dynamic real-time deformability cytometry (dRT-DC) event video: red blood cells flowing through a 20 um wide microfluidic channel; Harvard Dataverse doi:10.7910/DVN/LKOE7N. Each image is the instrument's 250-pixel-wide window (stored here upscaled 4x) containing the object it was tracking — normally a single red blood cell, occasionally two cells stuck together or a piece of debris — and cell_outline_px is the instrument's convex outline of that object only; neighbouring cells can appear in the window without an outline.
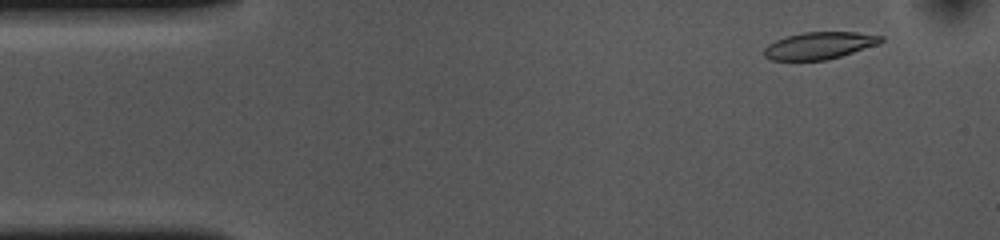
{"species": "common noctule bat (a hibernating species)", "species_latin": "Nyctalus noctula", "temperature_condition": "cold", "stored_images_in_passage": 53, "camera_frame_rate_fps": 3000, "um_per_image_px": 0.085, "animal": {"sex": "female", "body_mass_g": 10.0, "forearm_length_mm": 53.1}, "frame": {"image": 1, "passage_image": 4, "time_ms": 1.0, "image_size_px": [1000, 240], "cell_outline_px": [[884, 40], [880, 44], [828, 60], [772, 60], [764, 56], [764, 48], [768, 44], [784, 36], [804, 32], [856, 32], [884, 36]], "centroid_in_image_um": [69.67, 3.87], "position_along_channel_um": 15.3, "area_um2": 18.61}}
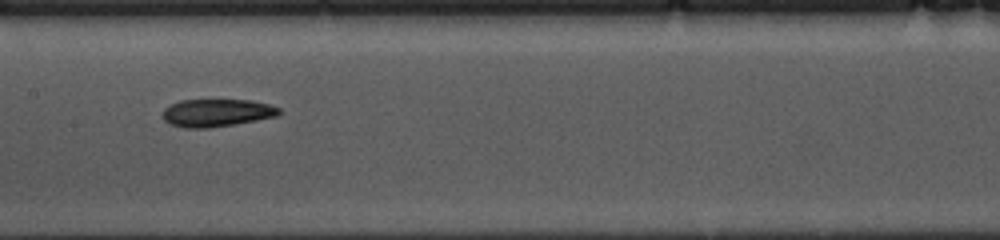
{"frame": {"image": 2, "passage_image": 25, "time_ms": 8.0, "image_size_px": [1000, 240], "cell_outline_px": [[280, 112], [276, 116], [256, 120], [208, 128], [184, 128], [168, 124], [160, 116], [164, 108], [180, 100], [252, 100], [268, 104], [280, 108]], "centroid_in_image_um": [18.35, 9.59], "position_along_channel_um": 189.0, "area_um2": 18.79}}
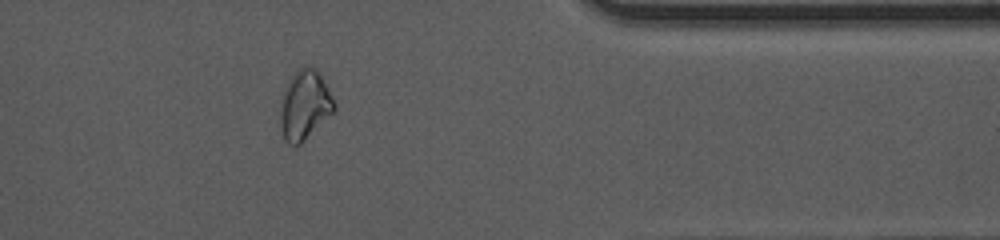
{"frame": {"image": 3, "passage_image": 43, "time_ms": 14.0, "image_size_px": [1000, 240], "cell_outline_px": [[336, 108], [300, 144], [288, 144], [284, 140], [280, 128], [280, 100], [284, 88], [288, 80], [300, 68], [308, 64], [316, 68], [320, 72], [336, 104]], "centroid_in_image_um": [25.87, 8.89], "position_along_channel_um": 385.5, "area_um2": 21.85}, "authors_computed_cell_mechanics": {"area_um2": 19.5364, "velocity_mm_per_s": 3.6411, "shape_relaxation_time_tau1_ms": 5.261, "shape_relaxation_time_tau2_ms": 8.6082, "deformation_change_tau1": 0.14, "deformation_change_tau2": 0.1556}}